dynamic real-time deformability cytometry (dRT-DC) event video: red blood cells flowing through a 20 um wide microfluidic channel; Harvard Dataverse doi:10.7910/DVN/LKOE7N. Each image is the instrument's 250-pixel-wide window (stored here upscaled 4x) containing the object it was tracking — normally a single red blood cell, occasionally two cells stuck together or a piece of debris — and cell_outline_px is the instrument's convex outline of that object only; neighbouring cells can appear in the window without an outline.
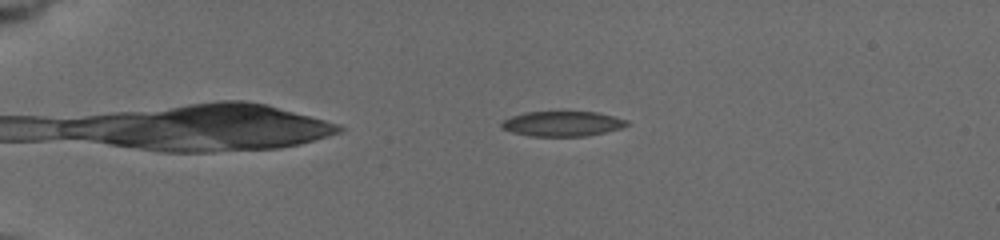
{"species": "common noctule bat (a hibernating species)", "species_latin": "Nyctalus noctula", "temperature_condition": "cold", "stored_images_in_passage": 2, "camera_frame_rate_fps": 3000, "um_per_image_px": 0.085, "animal": {"sex": "female", "body_mass_g": 19.5, "forearm_length_mm": 54.1}, "frame": {"image": 1, "passage_image": 1, "time_ms": 0.0, "image_size_px": [1000, 240], "cell_outline_px": [[628, 124], [620, 128], [588, 136], [528, 136], [512, 132], [500, 128], [500, 124], [504, 120], [512, 116], [524, 112], [596, 112], [628, 120]], "centroid_in_image_um": [47.76, 10.52], "position_along_channel_um": 37.2, "area_um2": 18.21}}